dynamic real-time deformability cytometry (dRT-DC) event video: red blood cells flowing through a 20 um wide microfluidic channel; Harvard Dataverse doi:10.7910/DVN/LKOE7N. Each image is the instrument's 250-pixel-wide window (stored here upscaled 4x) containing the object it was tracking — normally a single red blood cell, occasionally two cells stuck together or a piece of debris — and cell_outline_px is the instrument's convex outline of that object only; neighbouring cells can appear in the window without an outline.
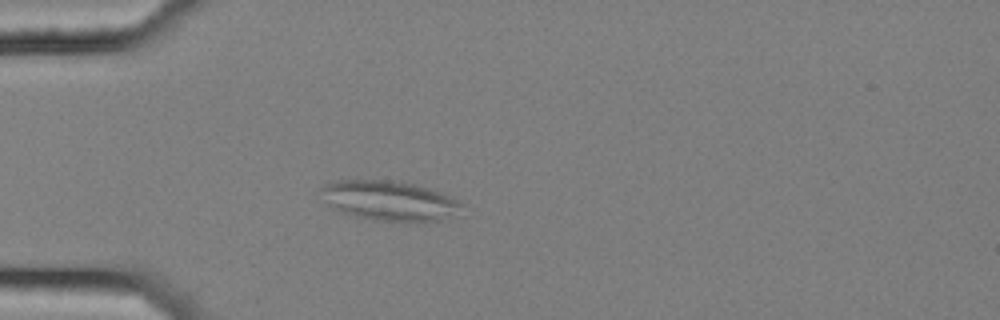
{"species": "common noctule bat (a hibernating species)", "species_latin": "Nyctalus noctula", "temperature_condition": "cold", "stored_images_in_passage": 6, "camera_frame_rate_fps": 3000, "um_per_image_px": 0.085, "animal": {"sex": "female", "body_mass_g": 25.1}, "frame": {"image": 1, "passage_image": 5, "time_ms": 1.333, "image_size_px": [1000, 320], "cell_outline_px": [[464, 204], [456, 216], [448, 220], [416, 224], [372, 220], [340, 212], [332, 208], [328, 204], [320, 188], [324, 184], [336, 180], [392, 180], [412, 184], [428, 188], [452, 196], [460, 200]], "centroid_in_image_um": [33.2, 17.11], "position_along_channel_um": 51.8, "area_um2": 33.64}}